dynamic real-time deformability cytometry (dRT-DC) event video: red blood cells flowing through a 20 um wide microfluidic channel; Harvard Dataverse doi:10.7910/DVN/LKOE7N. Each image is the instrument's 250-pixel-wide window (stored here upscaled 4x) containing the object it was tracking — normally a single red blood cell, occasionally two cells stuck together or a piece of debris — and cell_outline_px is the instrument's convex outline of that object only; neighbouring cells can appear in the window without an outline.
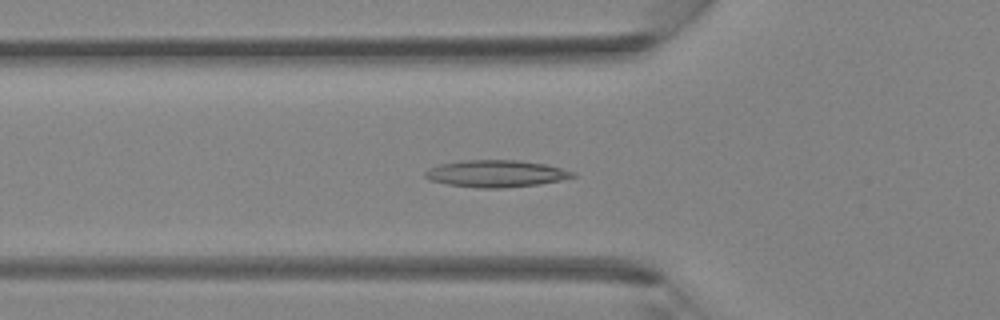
{"species": "Egyptian fruit bat (a non-hibernating species)", "species_latin": "Rousettus aegyptiacus", "temperature_condition": "room temperature", "stored_images_in_passage": 41, "camera_frame_rate_fps": 3000, "um_per_image_px": 0.085, "animal": {"sex": "female"}, "frame": {"image": 1, "passage_image": 13, "time_ms": 4.0, "image_size_px": [1000, 320], "cell_outline_px": [[576, 176], [560, 180], [540, 184], [504, 188], [480, 188], [448, 184], [428, 180], [424, 176], [424, 172], [428, 168], [440, 164], [460, 160], [516, 160], [544, 164], [576, 172]], "centroid_in_image_um": [42.13, 14.76], "position_along_channel_um": 83.7, "area_um2": 23.24}}
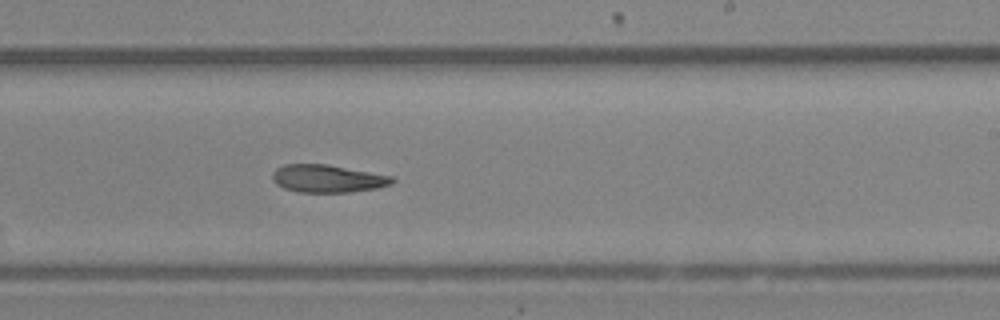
{"frame": {"image": 2, "passage_image": 24, "time_ms": 7.667, "image_size_px": [1000, 320], "cell_outline_px": [[396, 180], [392, 184], [376, 188], [348, 192], [300, 192], [284, 188], [276, 184], [272, 180], [272, 172], [276, 168], [284, 164], [324, 164], [396, 176]], "centroid_in_image_um": [27.86, 15.17], "position_along_channel_um": 261.1, "area_um2": 19.42}}
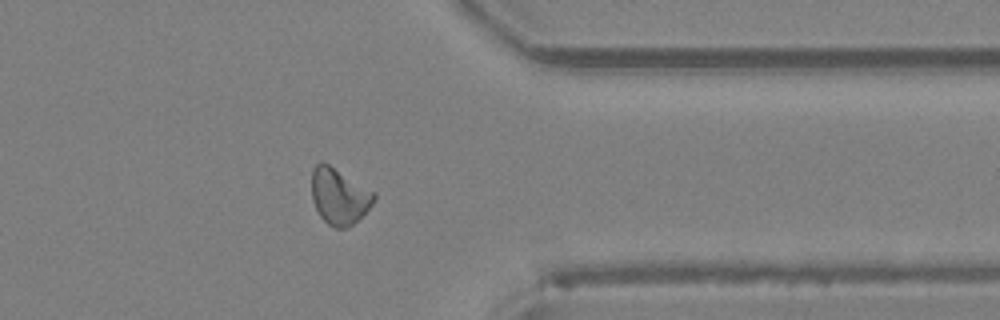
{"frame": {"image": 3, "passage_image": 32, "time_ms": 10.333, "image_size_px": [1000, 320], "cell_outline_px": [[376, 200], [352, 224], [344, 228], [336, 228], [328, 224], [320, 216], [312, 200], [312, 168], [320, 160], [328, 164], [376, 192]], "centroid_in_image_um": [28.82, 16.66], "position_along_channel_um": 382.6, "area_um2": 20.23}}